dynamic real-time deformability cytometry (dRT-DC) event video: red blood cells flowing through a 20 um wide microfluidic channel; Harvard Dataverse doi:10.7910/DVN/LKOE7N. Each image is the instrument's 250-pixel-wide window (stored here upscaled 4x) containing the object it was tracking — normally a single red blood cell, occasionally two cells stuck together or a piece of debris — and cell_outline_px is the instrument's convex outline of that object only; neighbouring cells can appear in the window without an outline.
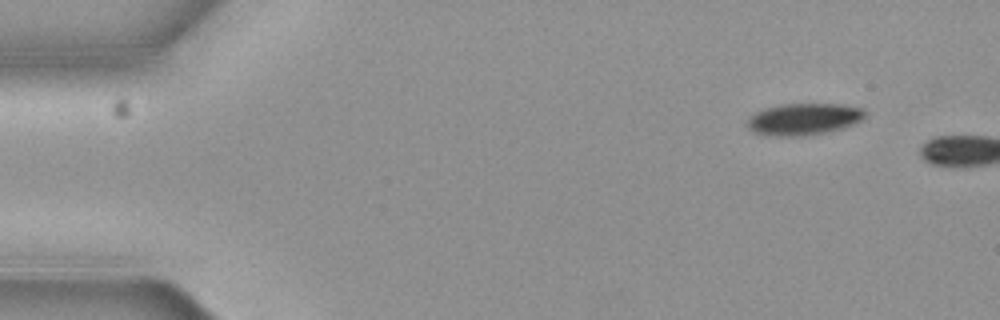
{"species": "common noctule bat (a hibernating species)", "species_latin": "Nyctalus noctula", "temperature_condition": "cold", "stored_images_in_passage": 2, "camera_frame_rate_fps": 3000, "um_per_image_px": 0.085, "animal": {"sex": "female", "body_mass_g": 19.3, "forearm_length_mm": 54.1}, "frame": {"image": 1, "passage_image": 1, "time_ms": 0.0, "image_size_px": [1000, 320], "cell_outline_px": [[868, 112], [860, 120], [852, 124], [840, 128], [820, 132], [796, 136], [776, 136], [756, 132], [748, 128], [748, 120], [756, 112], [764, 108], [780, 104], [840, 104], [864, 108]], "centroid_in_image_um": [68.33, 10.09], "position_along_channel_um": 16.7, "area_um2": 21.27}}